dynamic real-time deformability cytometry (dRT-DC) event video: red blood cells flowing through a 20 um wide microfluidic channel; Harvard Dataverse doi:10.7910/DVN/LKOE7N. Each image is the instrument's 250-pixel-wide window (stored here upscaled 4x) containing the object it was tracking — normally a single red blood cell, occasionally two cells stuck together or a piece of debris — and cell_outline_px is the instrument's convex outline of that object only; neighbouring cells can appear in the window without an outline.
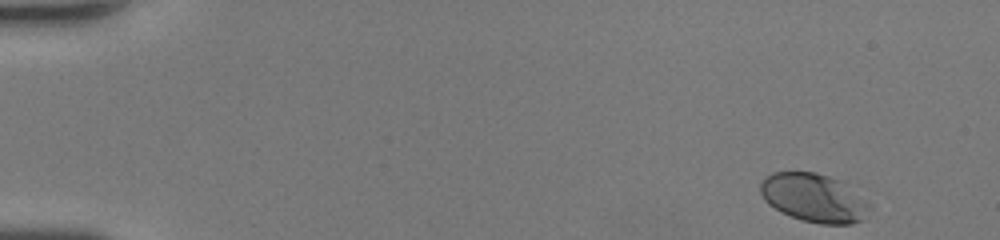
{"species": "human", "species_latin": "Homo sapiens", "temperature_condition": "room temperature", "stored_images_in_passage": 12, "camera_frame_rate_fps": 3000, "um_per_image_px": 0.085, "donor": {"sex": "female"}, "frame": {"image": 1, "passage_image": 1, "time_ms": 0.0, "image_size_px": [1000, 240], "cell_outline_px": [[872, 208], [860, 220], [852, 224], [820, 224], [800, 220], [768, 204], [764, 200], [760, 192], [760, 180], [772, 172], [816, 172], [844, 180], [872, 204]], "centroid_in_image_um": [69.22, 16.79], "position_along_channel_um": 15.8, "area_um2": 31.39}}